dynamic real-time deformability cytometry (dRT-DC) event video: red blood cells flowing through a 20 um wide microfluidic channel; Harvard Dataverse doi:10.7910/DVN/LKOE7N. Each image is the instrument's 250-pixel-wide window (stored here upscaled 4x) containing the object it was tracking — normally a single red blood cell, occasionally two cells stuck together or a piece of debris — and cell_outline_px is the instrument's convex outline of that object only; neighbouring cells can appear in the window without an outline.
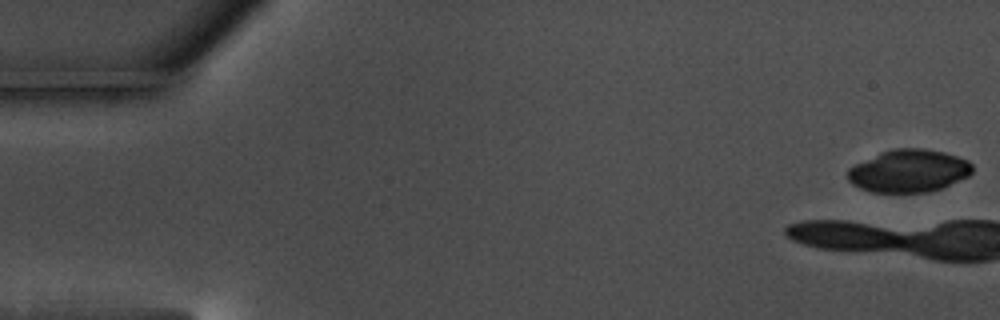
{"species": "common noctule bat (a hibernating species)", "species_latin": "Nyctalus noctula", "temperature_condition": "warm", "stored_images_in_passage": 11, "camera_frame_rate_fps": 3000, "um_per_image_px": 0.085, "animal": {"sex": "male", "body_mass_g": 17.5, "forearm_length_mm": 52.3}, "frame": {"image": 1, "passage_image": 1, "time_ms": 0.0, "image_size_px": [1000, 320], "cell_outline_px": [[972, 172], [968, 176], [944, 188], [928, 192], [872, 192], [860, 188], [852, 184], [848, 180], [848, 168], [880, 152], [892, 148], [924, 148], [944, 152], [968, 160], [972, 164]], "centroid_in_image_um": [77.26, 14.52], "position_along_channel_um": 7.7, "area_um2": 31.1}}